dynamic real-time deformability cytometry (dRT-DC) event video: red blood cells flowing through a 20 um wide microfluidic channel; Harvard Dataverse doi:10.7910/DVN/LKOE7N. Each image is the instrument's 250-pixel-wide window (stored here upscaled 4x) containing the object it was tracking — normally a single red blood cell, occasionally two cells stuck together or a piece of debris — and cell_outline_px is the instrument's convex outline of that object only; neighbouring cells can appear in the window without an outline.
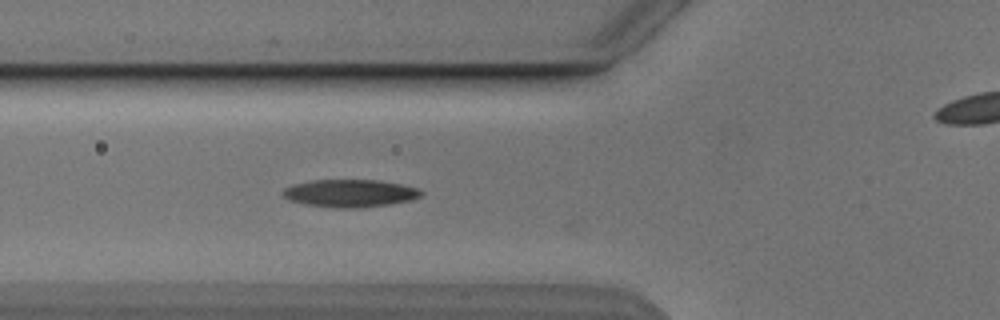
{"species": "Egyptian fruit bat (a non-hibernating species)", "species_latin": "Rousettus aegyptiacus", "temperature_condition": "cold", "stored_images_in_passage": 4, "segment_of_instrument_passage": [1, 2], "camera_frame_rate_fps": 3000, "um_per_image_px": 0.085, "animal": {"sex": "male"}, "frame": {"image": 1, "passage_image": 3, "time_ms": 2.333, "image_size_px": [1000, 320], "cell_outline_px": [[424, 192], [420, 196], [412, 200], [392, 204], [360, 208], [336, 208], [304, 204], [288, 200], [280, 192], [284, 188], [292, 184], [312, 180], [376, 180], [400, 184], [420, 188]], "centroid_in_image_um": [29.74, 16.43], "position_along_channel_um": 96.1, "area_um2": 22.54}}